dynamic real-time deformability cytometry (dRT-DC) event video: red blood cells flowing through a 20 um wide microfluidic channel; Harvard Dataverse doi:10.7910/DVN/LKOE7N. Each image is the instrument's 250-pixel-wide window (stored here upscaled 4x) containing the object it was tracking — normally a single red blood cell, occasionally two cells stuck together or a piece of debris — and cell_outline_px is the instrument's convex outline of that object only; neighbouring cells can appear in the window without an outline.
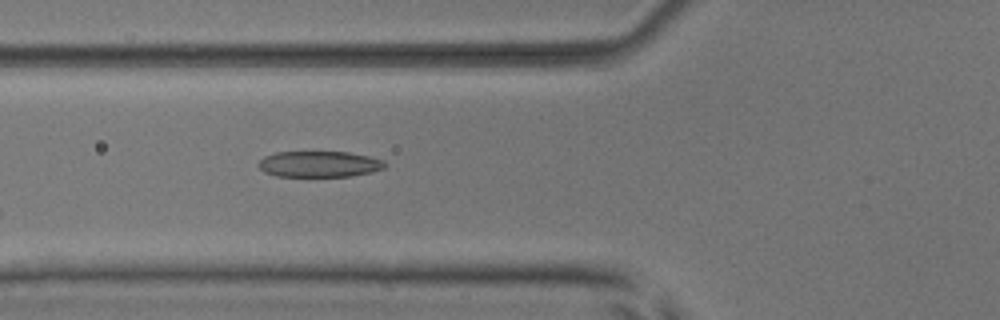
{"species": "common noctule bat (a hibernating species)", "species_latin": "Nyctalus noctula", "temperature_condition": "room temperature", "stored_images_in_passage": 9, "camera_frame_rate_fps": 3000, "um_per_image_px": 0.085, "animal": {"sex": "male", "body_mass_g": 17.9, "forearm_length_mm": 54.2}, "frame": {"image": 1, "passage_image": 5, "time_ms": 1.333, "image_size_px": [1000, 320], "cell_outline_px": [[388, 164], [384, 168], [372, 172], [352, 176], [276, 176], [264, 172], [256, 164], [264, 156], [276, 152], [348, 152], [368, 156], [384, 160]], "centroid_in_image_um": [27.14, 13.95], "position_along_channel_um": 98.7, "area_um2": 19.25}}